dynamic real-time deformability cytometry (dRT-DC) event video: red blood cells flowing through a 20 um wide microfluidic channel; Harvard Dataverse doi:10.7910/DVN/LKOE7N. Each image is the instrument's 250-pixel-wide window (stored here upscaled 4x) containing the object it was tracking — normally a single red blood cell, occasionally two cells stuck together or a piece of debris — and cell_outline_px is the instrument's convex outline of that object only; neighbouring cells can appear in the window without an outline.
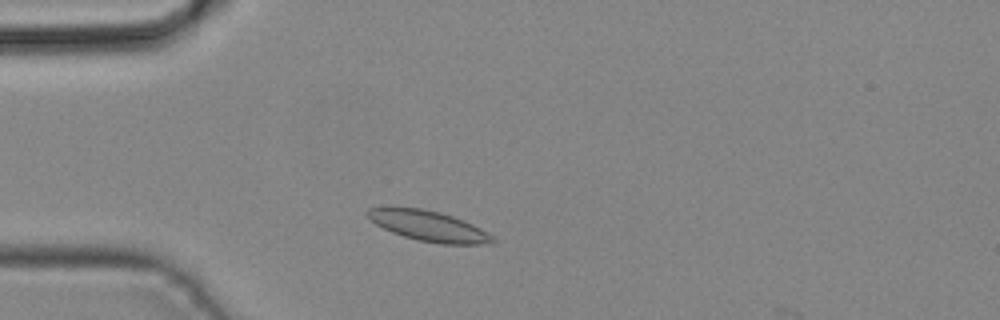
{"species": "common noctule bat (a hibernating species)", "species_latin": "Nyctalus noctula", "temperature_condition": "cold", "stored_images_in_passage": 8, "camera_frame_rate_fps": 3000, "um_per_image_px": 0.085, "animal": {"sex": "male", "body_mass_g": 19.2, "forearm_length_mm": 51.8}, "frame": {"image": 1, "passage_image": 6, "time_ms": 1.667, "image_size_px": [1000, 320], "cell_outline_px": [[496, 240], [492, 244], [440, 244], [420, 240], [404, 236], [392, 232], [376, 224], [364, 212], [368, 208], [388, 204], [424, 208], [440, 212], [464, 220], [488, 232]], "centroid_in_image_um": [36.37, 19.15], "position_along_channel_um": 48.6, "area_um2": 22.72}}